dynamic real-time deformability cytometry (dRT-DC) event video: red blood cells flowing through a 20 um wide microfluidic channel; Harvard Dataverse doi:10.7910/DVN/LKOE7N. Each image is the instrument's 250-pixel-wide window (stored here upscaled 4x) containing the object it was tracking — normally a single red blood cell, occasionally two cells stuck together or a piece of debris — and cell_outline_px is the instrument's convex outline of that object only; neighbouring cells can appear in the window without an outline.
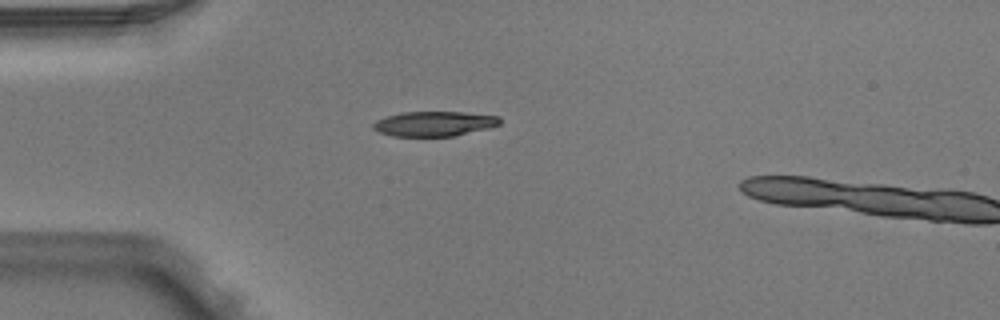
{"species": "Egyptian fruit bat (a non-hibernating species)", "species_latin": "Rousettus aegyptiacus", "temperature_condition": "warm", "stored_images_in_passage": 2, "camera_frame_rate_fps": 3000, "um_per_image_px": 0.085, "animal": {"sex": "male"}, "frame": {"image": 1, "passage_image": 1, "time_ms": 0.0, "image_size_px": [1000, 320], "cell_outline_px": [[500, 124], [488, 128], [452, 136], [392, 136], [380, 132], [372, 128], [372, 124], [376, 120], [400, 112], [464, 112], [500, 116]], "centroid_in_image_um": [36.9, 10.51], "position_along_channel_um": 48.1, "area_um2": 18.26}}